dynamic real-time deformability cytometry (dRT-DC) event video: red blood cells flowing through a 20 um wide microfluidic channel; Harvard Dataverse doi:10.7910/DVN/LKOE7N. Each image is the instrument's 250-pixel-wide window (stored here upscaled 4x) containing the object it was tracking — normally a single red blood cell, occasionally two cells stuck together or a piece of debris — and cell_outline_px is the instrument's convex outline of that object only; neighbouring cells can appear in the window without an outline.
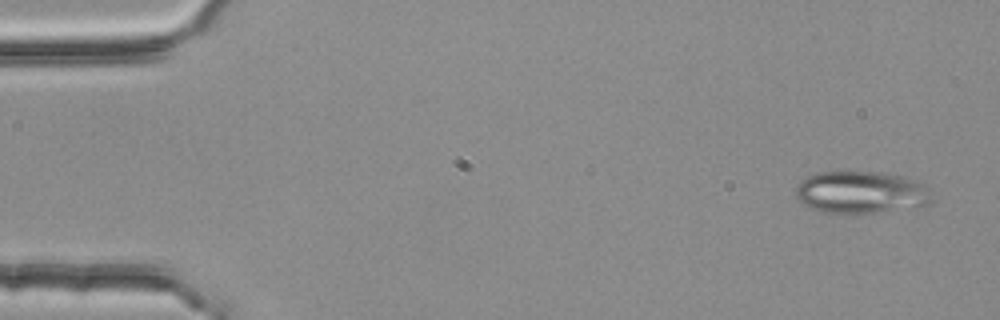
{"species": "common noctule bat (a hibernating species)", "species_latin": "Nyctalus noctula", "temperature_condition": "room temperature", "stored_images_in_passage": 52, "camera_frame_rate_fps": 3000, "um_per_image_px": 0.085, "animal": {"sex": "female", "body_mass_g": 25.1}, "frame": {"image": 1, "passage_image": 1, "time_ms": 0.0, "image_size_px": [1000, 320], "cell_outline_px": [[932, 204], [876, 212], [824, 212], [812, 208], [804, 204], [796, 196], [796, 188], [800, 180], [808, 176], [820, 172], [880, 172], [904, 176], [916, 180], [924, 184], [932, 200]], "centroid_in_image_um": [73.19, 16.33], "position_along_channel_um": 11.8, "area_um2": 33.0}}
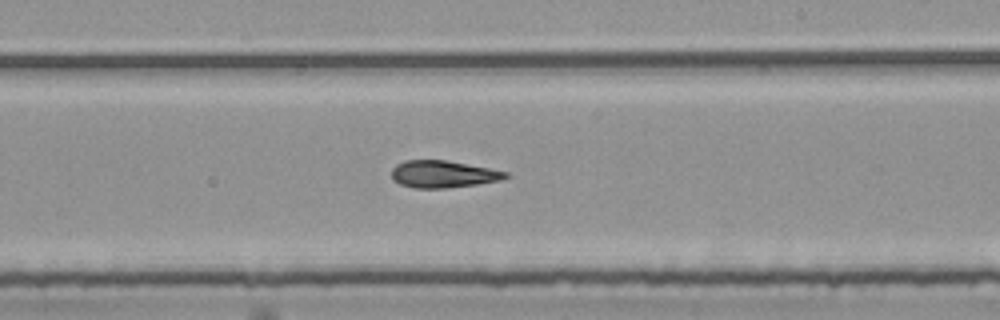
{"frame": {"image": 2, "passage_image": 30, "time_ms": 9.667, "image_size_px": [1000, 320], "cell_outline_px": [[512, 176], [500, 180], [476, 184], [444, 188], [416, 188], [400, 184], [392, 180], [392, 168], [396, 164], [404, 160], [444, 160], [488, 168], [508, 172]], "centroid_in_image_um": [37.64, 14.8], "position_along_channel_um": 251.4, "area_um2": 17.92}}
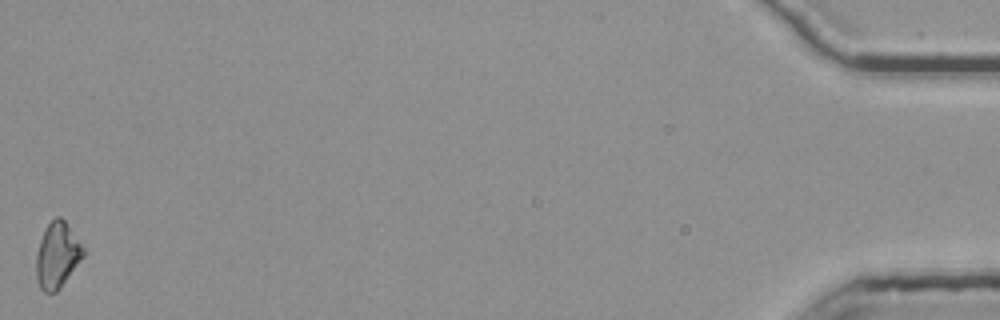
{"frame": {"image": 3, "passage_image": 52, "time_ms": 17.0, "image_size_px": [1000, 320], "cell_outline_px": [[88, 252], [60, 288], [56, 292], [44, 292], [40, 288], [36, 280], [36, 256], [40, 240], [48, 224], [56, 216], [60, 216], [64, 220]], "centroid_in_image_um": [4.89, 21.71], "position_along_channel_um": 430.3, "area_um2": 18.15}, "authors_computed_cell_mechanics": {"area_um2": 18.4382, "velocity_mm_per_s": 3.8007, "shape_relaxation_time_tau1_ms": null, "shape_relaxation_time_tau2_ms": 5.2458, "deformation_change_tau1": null, "deformation_change_tau2": 0.1162}}